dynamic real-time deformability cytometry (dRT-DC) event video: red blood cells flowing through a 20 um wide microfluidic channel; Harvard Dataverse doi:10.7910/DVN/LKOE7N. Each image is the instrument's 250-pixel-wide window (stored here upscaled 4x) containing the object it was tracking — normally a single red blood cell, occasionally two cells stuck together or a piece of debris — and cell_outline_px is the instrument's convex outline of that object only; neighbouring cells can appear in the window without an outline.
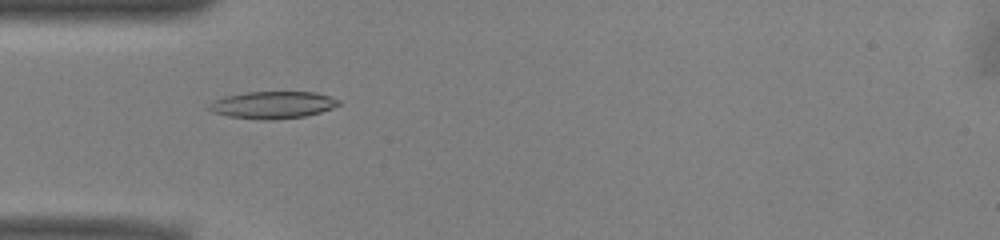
{"species": "common noctule bat (a hibernating species)", "species_latin": "Nyctalus noctula", "temperature_condition": "warm", "stored_images_in_passage": 39, "camera_frame_rate_fps": 3000, "um_per_image_px": 0.085, "animal": {"sex": "male", "body_mass_g": 13.0, "forearm_length_mm": 53.1}, "frame": {"image": 1, "passage_image": 12, "time_ms": 3.667, "image_size_px": [1000, 240], "cell_outline_px": [[340, 104], [332, 108], [320, 112], [304, 116], [276, 120], [264, 120], [228, 116], [212, 112], [208, 108], [212, 100], [224, 96], [244, 92], [316, 92], [340, 100]], "centroid_in_image_um": [23.15, 8.92], "position_along_channel_um": 61.8, "area_um2": 20.58}}
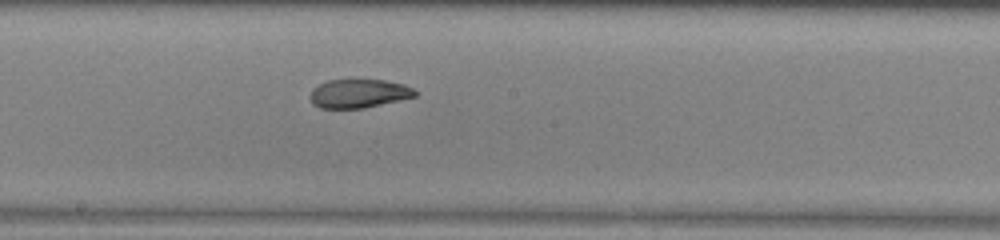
{"frame": {"image": 2, "passage_image": 24, "time_ms": 7.667, "image_size_px": [1000, 240], "cell_outline_px": [[416, 96], [400, 100], [364, 108], [320, 108], [312, 104], [308, 96], [312, 88], [328, 80], [384, 80], [404, 84], [412, 88], [416, 92]], "centroid_in_image_um": [30.45, 7.95], "position_along_channel_um": 217.7, "area_um2": 17.57}}
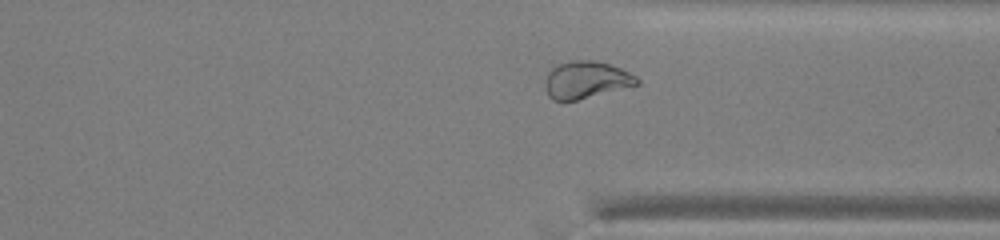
{"frame": {"image": 3, "passage_image": 35, "time_ms": 11.333, "image_size_px": [1000, 240], "cell_outline_px": [[640, 84], [576, 100], [552, 100], [548, 96], [544, 88], [544, 80], [548, 72], [552, 68], [568, 60], [596, 60], [620, 68], [636, 76], [640, 80]], "centroid_in_image_um": [49.79, 6.78], "position_along_channel_um": 361.6, "area_um2": 19.94}, "authors_computed_cell_mechanics": {"area_um2": 19.2474, "velocity_mm_per_s": 3.9279, "shape_relaxation_time_tau1_ms": 6.7988, "shape_relaxation_time_tau2_ms": 1.7325, "deformation_change_tau1": 0.2117, "deformation_change_tau2": 0.0744}}